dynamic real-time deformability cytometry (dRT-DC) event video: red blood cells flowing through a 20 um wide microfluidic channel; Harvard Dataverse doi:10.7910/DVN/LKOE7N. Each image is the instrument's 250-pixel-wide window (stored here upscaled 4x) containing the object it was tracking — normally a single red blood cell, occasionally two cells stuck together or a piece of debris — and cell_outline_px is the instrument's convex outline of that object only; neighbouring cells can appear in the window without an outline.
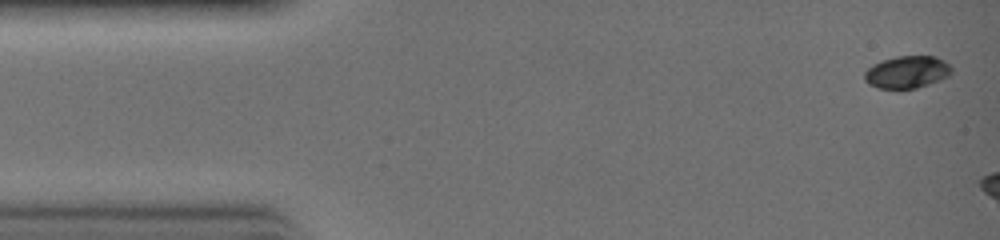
{"species": "common noctule bat (a hibernating species)", "species_latin": "Nyctalus noctula", "temperature_condition": "warm", "stored_images_in_passage": 4, "camera_frame_rate_fps": 3000, "um_per_image_px": 0.085, "animal": {"sex": "female", "body_mass_g": 19.0, "forearm_length_mm": 51.5}, "frame": {"image": 1, "passage_image": 1, "time_ms": 0.0, "image_size_px": [1000, 240], "cell_outline_px": [[952, 72], [948, 76], [940, 80], [916, 88], [876, 88], [868, 84], [864, 80], [864, 72], [868, 68], [884, 60], [900, 56], [932, 56], [948, 64], [952, 68]], "centroid_in_image_um": [77.08, 6.14], "position_along_channel_um": 7.9, "area_um2": 16.07}}